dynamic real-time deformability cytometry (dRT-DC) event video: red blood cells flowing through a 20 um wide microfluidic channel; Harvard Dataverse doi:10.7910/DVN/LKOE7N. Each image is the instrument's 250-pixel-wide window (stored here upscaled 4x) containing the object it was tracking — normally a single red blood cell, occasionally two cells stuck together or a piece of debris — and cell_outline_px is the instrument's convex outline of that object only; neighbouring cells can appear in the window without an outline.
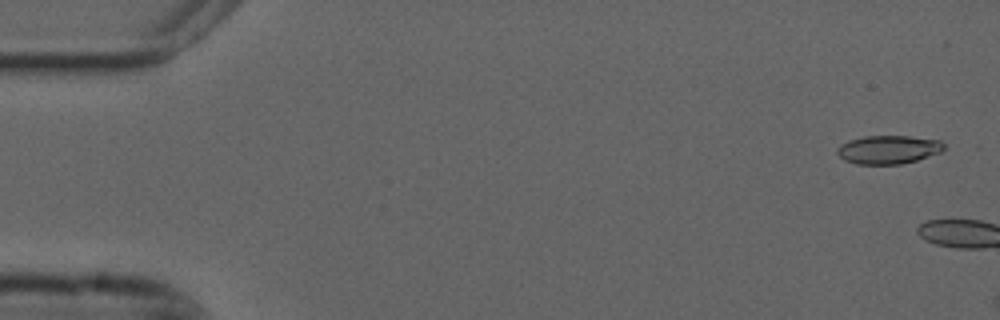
{"species": "common noctule bat (a hibernating species)", "species_latin": "Nyctalus noctula", "temperature_condition": "cold", "stored_images_in_passage": 3, "camera_frame_rate_fps": 3000, "um_per_image_px": 0.085, "animal": {"sex": "male", "forearm_length_mm": 52.5}, "frame": {"image": 1, "passage_image": 2, "time_ms": 0.333, "image_size_px": [1000, 320], "cell_outline_px": [[944, 148], [940, 152], [916, 160], [900, 164], [856, 164], [844, 160], [836, 152], [836, 148], [840, 144], [848, 140], [864, 136], [908, 136], [940, 140], [944, 144]], "centroid_in_image_um": [75.47, 12.71], "position_along_channel_um": 9.5, "area_um2": 17.69}}